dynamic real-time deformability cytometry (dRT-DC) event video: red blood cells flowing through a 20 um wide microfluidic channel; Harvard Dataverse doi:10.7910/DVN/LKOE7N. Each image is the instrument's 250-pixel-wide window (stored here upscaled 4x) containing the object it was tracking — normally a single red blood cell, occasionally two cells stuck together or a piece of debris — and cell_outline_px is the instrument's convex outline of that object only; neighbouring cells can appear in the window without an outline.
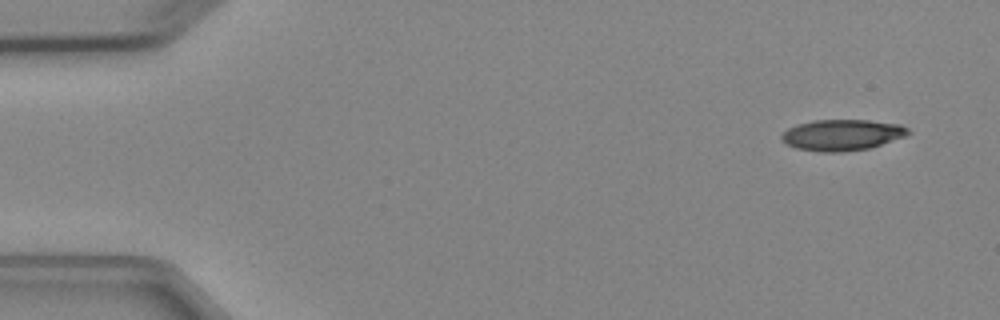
{"species": "Egyptian fruit bat (a non-hibernating species)", "species_latin": "Rousettus aegyptiacus", "temperature_condition": "cold", "stored_images_in_passage": 4, "camera_frame_rate_fps": 3000, "um_per_image_px": 0.085, "animal": {"sex": "female"}, "frame": {"image": 1, "passage_image": 1, "time_ms": 0.0, "image_size_px": [1000, 320], "cell_outline_px": [[912, 132], [904, 136], [868, 148], [840, 152], [820, 152], [796, 148], [780, 140], [780, 136], [788, 128], [796, 124], [812, 120], [868, 120], [900, 124], [908, 128]], "centroid_in_image_um": [71.54, 11.46], "position_along_channel_um": 13.5, "area_um2": 22.83}}